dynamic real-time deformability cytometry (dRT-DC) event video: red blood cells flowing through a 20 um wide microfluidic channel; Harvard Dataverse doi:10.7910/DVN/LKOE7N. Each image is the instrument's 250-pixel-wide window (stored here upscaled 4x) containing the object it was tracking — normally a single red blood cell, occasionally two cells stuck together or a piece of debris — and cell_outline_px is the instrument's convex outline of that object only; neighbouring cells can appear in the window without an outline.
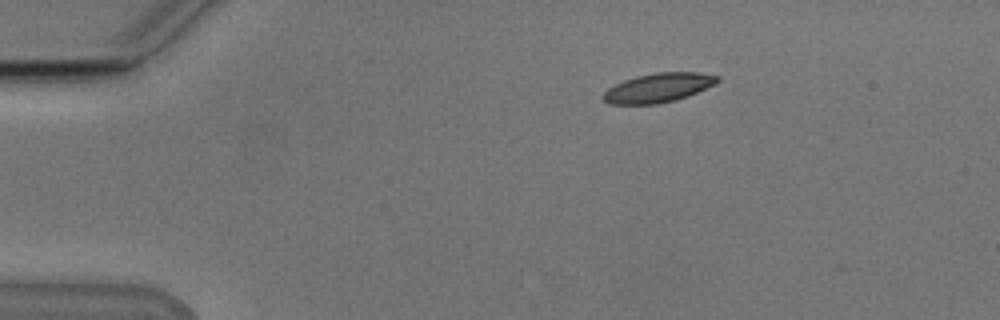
{"species": "Egyptian fruit bat (a non-hibernating species)", "species_latin": "Rousettus aegyptiacus", "temperature_condition": "cold", "stored_images_in_passage": 9, "camera_frame_rate_fps": 3000, "um_per_image_px": 0.085, "animal": {"sex": "male"}, "frame": {"image": 1, "passage_image": 1, "time_ms": 0.0, "image_size_px": [1000, 320], "cell_outline_px": [[720, 80], [716, 84], [688, 96], [676, 100], [656, 104], [608, 104], [604, 100], [604, 92], [608, 88], [624, 80], [636, 76], [656, 72], [700, 72], [720, 76]], "centroid_in_image_um": [56.0, 7.45], "position_along_channel_um": 29.0, "area_um2": 19.48}}